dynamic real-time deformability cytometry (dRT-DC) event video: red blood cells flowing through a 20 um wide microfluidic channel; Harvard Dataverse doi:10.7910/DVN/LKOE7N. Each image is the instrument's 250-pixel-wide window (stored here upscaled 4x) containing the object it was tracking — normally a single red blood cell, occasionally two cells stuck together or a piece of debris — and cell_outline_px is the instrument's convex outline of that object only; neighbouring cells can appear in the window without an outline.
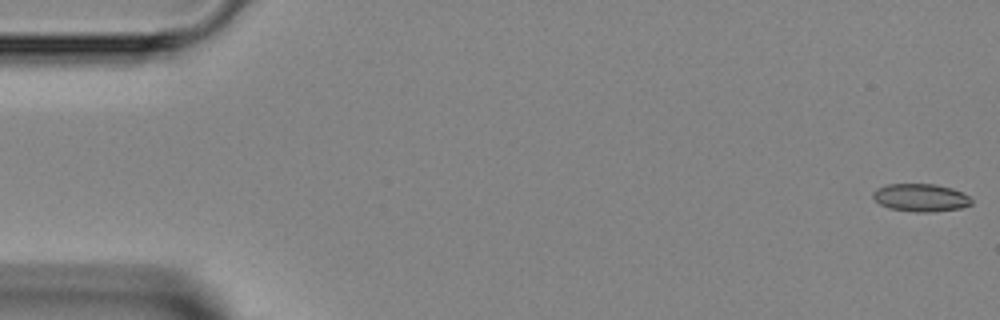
{"species": "Egyptian fruit bat (a non-hibernating species)", "species_latin": "Rousettus aegyptiacus", "temperature_condition": "room temperature", "stored_images_in_passage": 45, "camera_frame_rate_fps": 3000, "um_per_image_px": 0.085, "animal": {"sex": "female"}, "frame": {"image": 1, "passage_image": 1, "time_ms": 0.0, "image_size_px": [1000, 320], "cell_outline_px": [[972, 204], [960, 208], [932, 212], [916, 212], [888, 208], [880, 204], [872, 196], [872, 192], [876, 188], [888, 184], [936, 184], [952, 188], [968, 196], [972, 200]], "centroid_in_image_um": [78.24, 16.8], "position_along_channel_um": 6.8, "area_um2": 15.95}}
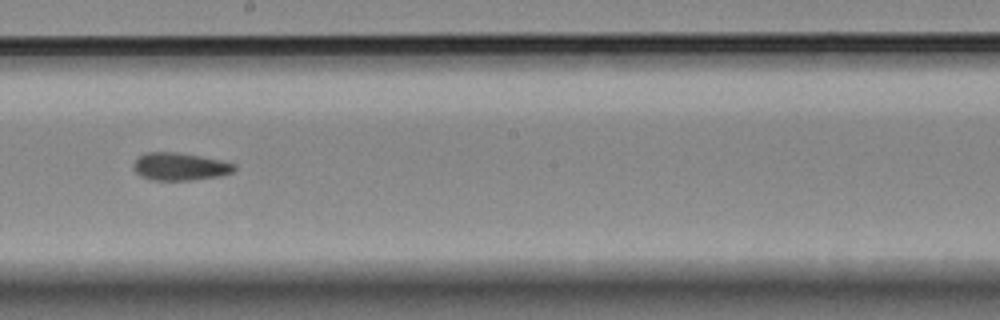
{"frame": {"image": 2, "passage_image": 26, "time_ms": 8.333, "image_size_px": [1000, 320], "cell_outline_px": [[236, 168], [232, 172], [220, 176], [192, 180], [152, 180], [140, 176], [132, 168], [132, 164], [144, 152], [176, 152], [200, 156], [220, 160], [236, 164]], "centroid_in_image_um": [15.27, 14.16], "position_along_channel_um": 232.9, "area_um2": 16.3}}
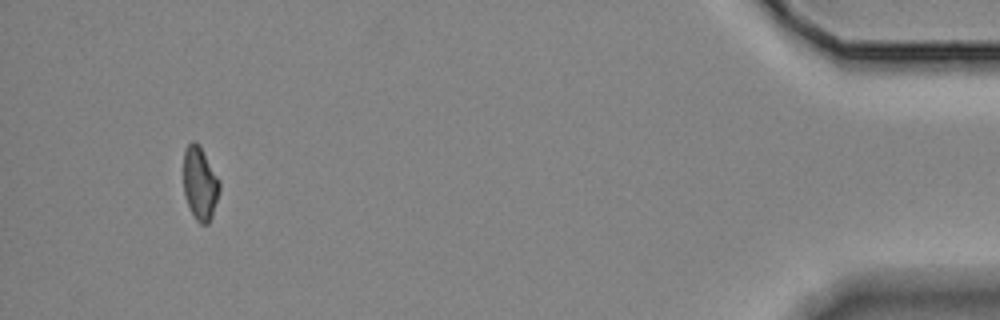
{"frame": {"image": 3, "passage_image": 44, "time_ms": 14.333, "image_size_px": [1000, 320], "cell_outline_px": [[220, 188], [212, 216], [208, 224], [200, 224], [196, 220], [188, 204], [184, 192], [184, 152], [188, 144], [192, 140], [200, 148], [220, 180]], "centroid_in_image_um": [17.0, 15.63], "position_along_channel_um": 418.2, "area_um2": 14.97}}